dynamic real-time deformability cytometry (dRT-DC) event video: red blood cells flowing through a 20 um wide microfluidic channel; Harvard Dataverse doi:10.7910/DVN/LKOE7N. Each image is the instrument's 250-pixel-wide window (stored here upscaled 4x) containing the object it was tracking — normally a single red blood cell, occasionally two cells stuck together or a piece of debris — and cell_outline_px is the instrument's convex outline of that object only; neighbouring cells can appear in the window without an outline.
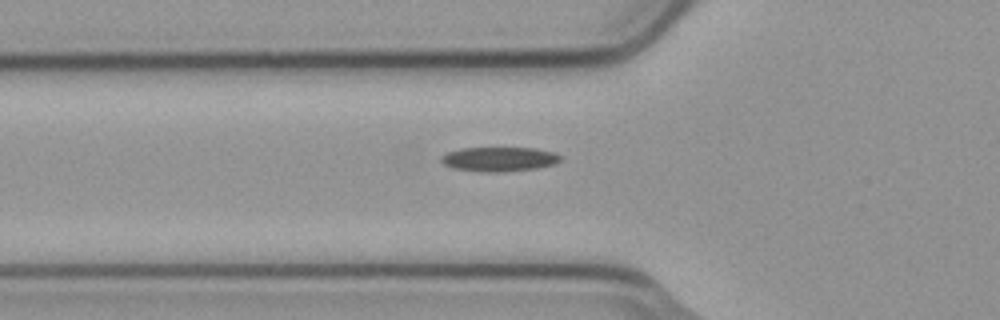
{"species": "common noctule bat (a hibernating species)", "species_latin": "Nyctalus noctula", "temperature_condition": "cold", "stored_images_in_passage": 5, "camera_frame_rate_fps": 3000, "um_per_image_px": 0.085, "animal": {"sex": "male", "body_mass_g": 23.1, "forearm_length_mm": 52.7}, "frame": {"image": 1, "passage_image": 5, "time_ms": 1.333, "image_size_px": [1000, 320], "cell_outline_px": [[560, 160], [556, 164], [536, 168], [504, 172], [480, 172], [452, 168], [444, 164], [440, 160], [440, 156], [448, 152], [460, 148], [536, 148], [556, 152], [560, 156]], "centroid_in_image_um": [42.42, 13.53], "position_along_channel_um": 83.4, "area_um2": 17.17}}